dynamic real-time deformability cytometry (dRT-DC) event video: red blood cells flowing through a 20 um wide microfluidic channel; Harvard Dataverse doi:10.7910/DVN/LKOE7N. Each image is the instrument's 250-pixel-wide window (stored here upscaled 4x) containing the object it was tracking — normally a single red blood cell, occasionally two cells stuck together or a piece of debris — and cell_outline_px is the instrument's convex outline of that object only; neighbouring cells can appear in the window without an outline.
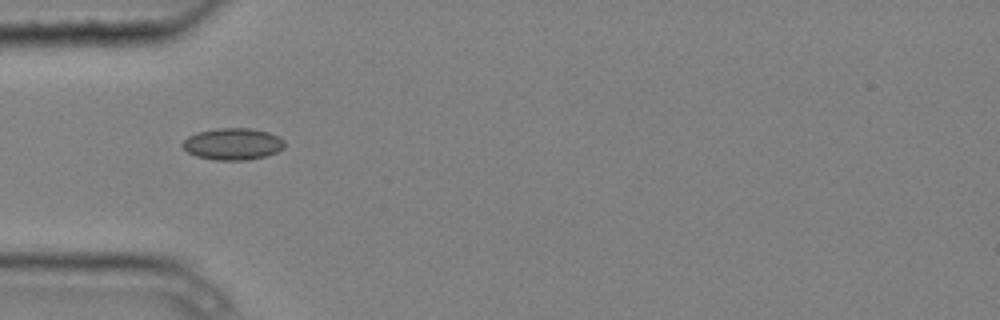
{"species": "common noctule bat (a hibernating species)", "species_latin": "Nyctalus noctula", "temperature_condition": "cold", "stored_images_in_passage": 8, "camera_frame_rate_fps": 3000, "um_per_image_px": 0.085, "animal": {"sex": "male", "body_mass_g": 20.4}, "frame": {"image": 1, "passage_image": 2, "time_ms": 0.333, "image_size_px": [1000, 320], "cell_outline_px": [[284, 148], [276, 152], [264, 156], [248, 160], [216, 160], [196, 156], [188, 152], [180, 144], [188, 136], [196, 132], [216, 128], [252, 128], [268, 132], [280, 136], [284, 140]], "centroid_in_image_um": [19.78, 12.23], "position_along_channel_um": 65.2, "area_um2": 19.02}}
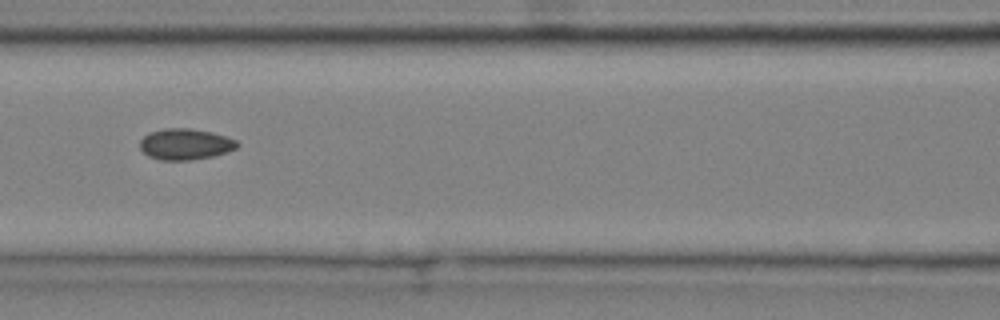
{"frame": {"image": 2, "passage_image": 4, "time_ms": 1.0, "image_size_px": [1000, 320], "cell_outline_px": [[240, 144], [236, 148], [228, 152], [212, 156], [192, 160], [160, 160], [148, 156], [140, 148], [140, 140], [148, 132], [164, 128], [188, 128], [212, 132], [236, 140]], "centroid_in_image_um": [15.74, 12.25], "position_along_channel_um": 150.9, "area_um2": 17.69}}
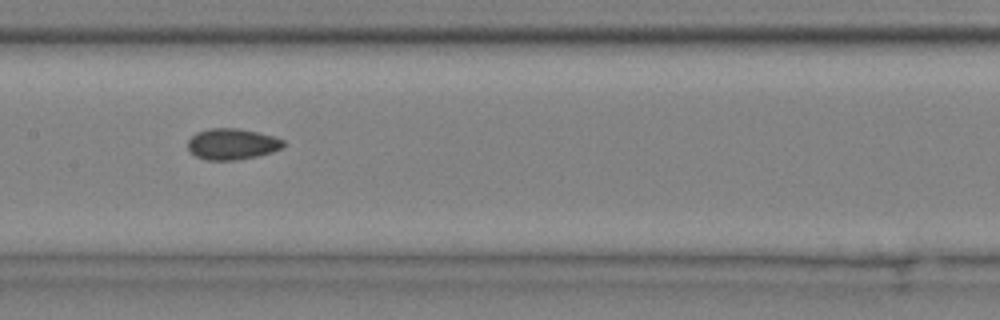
{"frame": {"image": 3, "passage_image": 5, "time_ms": 1.333, "image_size_px": [1000, 320], "cell_outline_px": [[284, 148], [272, 152], [256, 156], [236, 160], [208, 160], [196, 156], [188, 148], [188, 140], [196, 132], [208, 128], [240, 128], [260, 132], [284, 140]], "centroid_in_image_um": [19.74, 12.23], "position_along_channel_um": 187.7, "area_um2": 17.4}}